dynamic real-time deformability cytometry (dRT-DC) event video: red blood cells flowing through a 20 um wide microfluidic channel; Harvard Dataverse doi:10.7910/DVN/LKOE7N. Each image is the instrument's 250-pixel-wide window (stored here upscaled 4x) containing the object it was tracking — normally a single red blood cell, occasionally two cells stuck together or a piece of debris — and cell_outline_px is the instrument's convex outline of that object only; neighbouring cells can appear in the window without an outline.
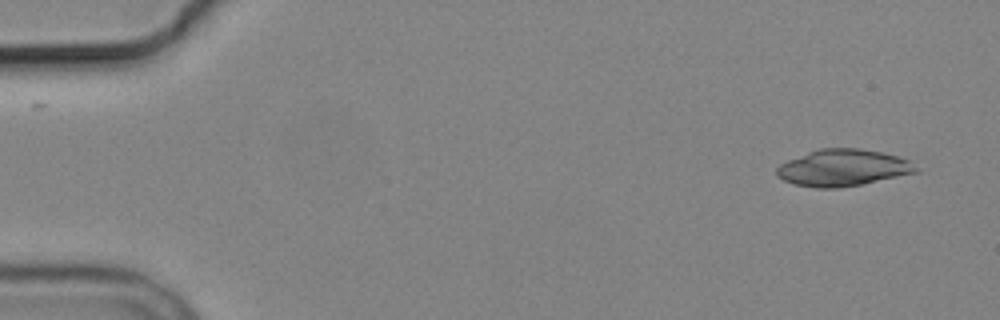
{"species": "common noctule bat (a hibernating species)", "species_latin": "Nyctalus noctula", "temperature_condition": "cold", "stored_images_in_passage": 2, "camera_frame_rate_fps": 3000, "um_per_image_px": 0.085, "animal": {"sex": "male", "body_mass_g": 19.2, "forearm_length_mm": 51.8}, "frame": {"image": 1, "passage_image": 2, "time_ms": 1.333, "image_size_px": [1000, 320], "cell_outline_px": [[920, 172], [864, 184], [836, 188], [816, 188], [796, 184], [784, 180], [776, 176], [776, 168], [780, 164], [788, 160], [808, 152], [820, 148], [860, 148], [884, 152], [908, 160]], "centroid_in_image_um": [71.66, 14.26], "position_along_channel_um": 13.3, "area_um2": 29.82}}